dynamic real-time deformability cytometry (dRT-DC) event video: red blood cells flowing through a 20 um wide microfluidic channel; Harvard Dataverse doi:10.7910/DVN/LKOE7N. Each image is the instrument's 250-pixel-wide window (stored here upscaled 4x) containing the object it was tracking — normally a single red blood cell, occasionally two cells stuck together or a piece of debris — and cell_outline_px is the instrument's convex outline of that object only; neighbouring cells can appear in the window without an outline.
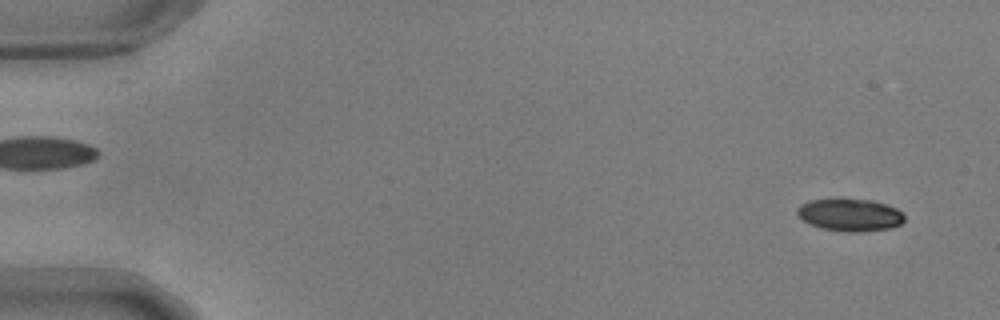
{"species": "common noctule bat (a hibernating species)", "species_latin": "Nyctalus noctula", "temperature_condition": "warm", "stored_images_in_passage": 13, "camera_frame_rate_fps": 3000, "um_per_image_px": 0.085, "animal": {"sex": "male", "body_mass_g": 17.9, "forearm_length_mm": 54.2}, "frame": {"image": 1, "passage_image": 3, "time_ms": 0.667, "image_size_px": [1000, 320], "cell_outline_px": [[904, 220], [900, 224], [888, 228], [860, 232], [844, 232], [820, 228], [808, 224], [796, 212], [796, 208], [800, 204], [808, 200], [872, 200], [896, 208], [904, 216]], "centroid_in_image_um": [72.2, 18.28], "position_along_channel_um": 12.8, "area_um2": 20.0}}